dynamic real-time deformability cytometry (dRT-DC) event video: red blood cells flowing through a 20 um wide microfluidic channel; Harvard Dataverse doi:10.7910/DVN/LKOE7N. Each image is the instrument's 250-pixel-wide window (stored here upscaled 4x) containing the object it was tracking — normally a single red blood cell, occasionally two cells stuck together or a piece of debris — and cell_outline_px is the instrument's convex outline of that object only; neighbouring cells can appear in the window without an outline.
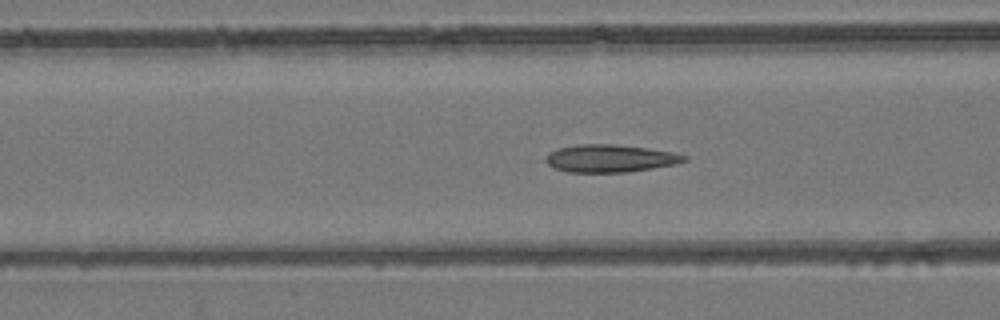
{"species": "common noctule bat (a hibernating species)", "species_latin": "Nyctalus noctula", "temperature_condition": "room temperature", "stored_images_in_passage": 47, "camera_frame_rate_fps": 3000, "um_per_image_px": 0.085, "animal": {"sex": "female", "body_mass_g": 24.6, "forearm_length_mm": 56.2}, "frame": {"image": 1, "passage_image": 14, "time_ms": 4.333, "image_size_px": [1000, 320], "cell_outline_px": [[688, 160], [676, 164], [652, 168], [624, 172], [568, 172], [556, 168], [548, 164], [544, 160], [548, 152], [556, 148], [576, 144], [616, 144], [648, 148], [672, 152], [688, 156]], "centroid_in_image_um": [51.84, 13.45], "position_along_channel_um": 114.8, "area_um2": 22.37}}
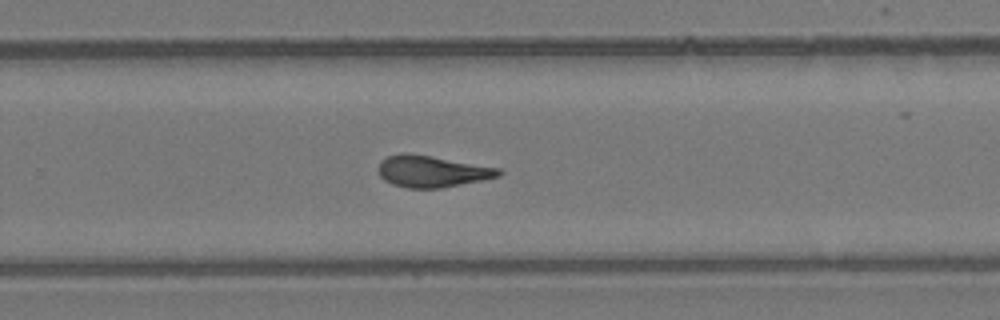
{"frame": {"image": 2, "passage_image": 28, "time_ms": 9.0, "image_size_px": [1000, 320], "cell_outline_px": [[504, 172], [500, 176], [440, 188], [408, 188], [392, 184], [384, 180], [380, 176], [380, 160], [388, 156], [404, 152], [432, 156], [500, 168]], "centroid_in_image_um": [36.72, 14.56], "position_along_channel_um": 293.1, "area_um2": 21.96}}
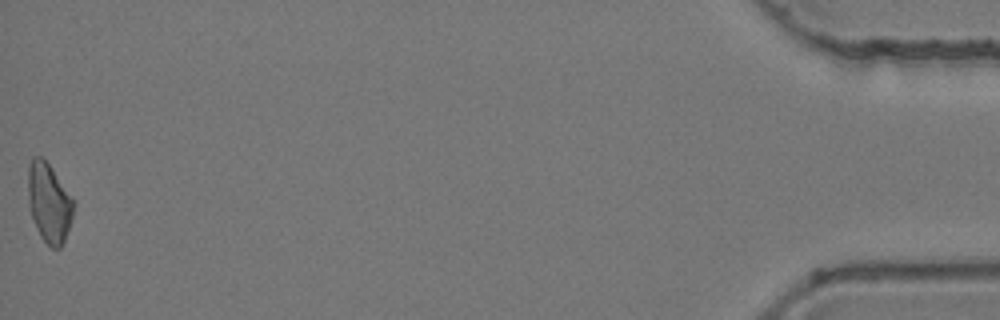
{"frame": {"image": 3, "passage_image": 47, "time_ms": 15.333, "image_size_px": [1000, 320], "cell_outline_px": [[76, 204], [64, 240], [60, 248], [52, 248], [40, 236], [28, 208], [28, 168], [32, 156], [40, 156], [52, 168]], "centroid_in_image_um": [4.15, 17.22], "position_along_channel_um": 431.1, "area_um2": 20.87}, "authors_computed_cell_mechanics": {"area_um2": 21.8484, "velocity_mm_per_s": 3.8243, "shape_relaxation_time_tau1_ms": null, "shape_relaxation_time_tau2_ms": 2.4194, "deformation_change_tau1": null, "deformation_change_tau2": 0.0854}}